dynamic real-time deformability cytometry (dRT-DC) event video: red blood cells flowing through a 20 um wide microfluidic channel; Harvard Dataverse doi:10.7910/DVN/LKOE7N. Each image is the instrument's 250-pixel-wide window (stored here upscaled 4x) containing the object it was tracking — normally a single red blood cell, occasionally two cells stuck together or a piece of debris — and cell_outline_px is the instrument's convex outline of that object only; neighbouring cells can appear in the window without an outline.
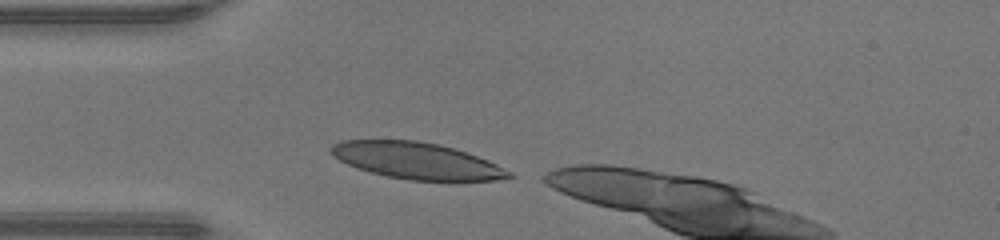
{"species": "human", "species_latin": "Homo sapiens", "temperature_condition": "warm", "stored_images_in_passage": 9, "camera_frame_rate_fps": 3000, "um_per_image_px": 0.085, "donor": {"sex": "male"}, "frame": {"image": 1, "passage_image": 1, "time_ms": 0.0, "image_size_px": [1000, 240], "cell_outline_px": [[516, 176], [496, 180], [408, 180], [388, 176], [356, 168], [332, 156], [328, 152], [328, 148], [332, 144], [340, 140], [416, 140], [440, 144], [488, 160], [512, 172]], "centroid_in_image_um": [35.37, 13.65], "position_along_channel_um": 49.6, "area_um2": 37.74}}
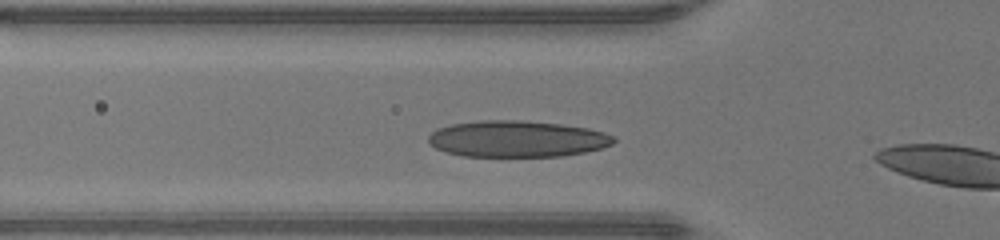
{"frame": {"image": 2, "passage_image": 4, "time_ms": 1.0, "image_size_px": [1000, 240], "cell_outline_px": [[616, 140], [612, 144], [600, 148], [584, 152], [560, 156], [464, 156], [444, 152], [428, 144], [428, 136], [436, 128], [452, 124], [480, 120], [516, 120], [560, 124], [588, 128], [604, 132], [616, 136]], "centroid_in_image_um": [43.92, 11.8], "position_along_channel_um": 81.9, "area_um2": 39.36}}
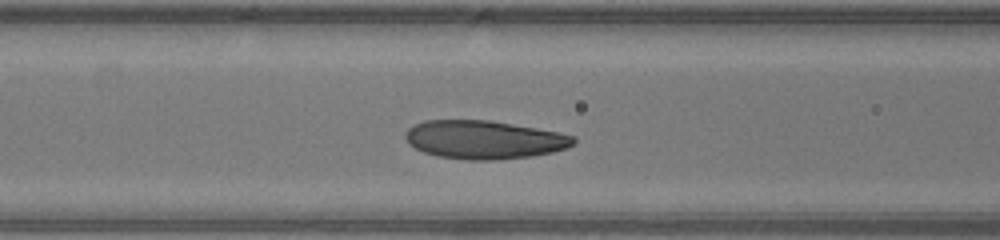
{"frame": {"image": 3, "passage_image": 7, "time_ms": 2.0, "image_size_px": [1000, 240], "cell_outline_px": [[576, 140], [568, 148], [552, 152], [532, 156], [492, 160], [468, 160], [436, 156], [424, 152], [408, 144], [404, 136], [404, 132], [412, 124], [424, 120], [492, 120], [560, 132], [576, 136]], "centroid_in_image_um": [41.13, 11.86], "position_along_channel_um": 125.5, "area_um2": 38.03}}